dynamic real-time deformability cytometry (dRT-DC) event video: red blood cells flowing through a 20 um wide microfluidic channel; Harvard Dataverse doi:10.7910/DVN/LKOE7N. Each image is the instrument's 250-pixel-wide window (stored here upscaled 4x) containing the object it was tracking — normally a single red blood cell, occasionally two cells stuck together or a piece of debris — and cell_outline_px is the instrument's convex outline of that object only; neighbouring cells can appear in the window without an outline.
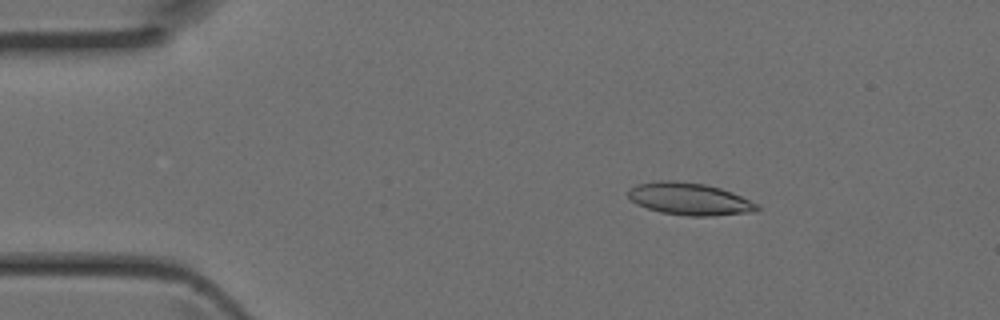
{"species": "Egyptian fruit bat (a non-hibernating species)", "species_latin": "Rousettus aegyptiacus", "temperature_condition": "room temperature", "stored_images_in_passage": 35, "camera_frame_rate_fps": 3000, "um_per_image_px": 0.085, "animal": {"sex": "female"}, "frame": {"image": 1, "passage_image": 7, "time_ms": 2.0, "image_size_px": [1000, 320], "cell_outline_px": [[760, 208], [756, 212], [712, 216], [688, 216], [660, 212], [636, 204], [628, 196], [628, 188], [636, 184], [660, 180], [676, 180], [704, 184], [720, 188], [732, 192], [760, 204]], "centroid_in_image_um": [58.63, 16.91], "position_along_channel_um": 26.4, "area_um2": 24.51}}
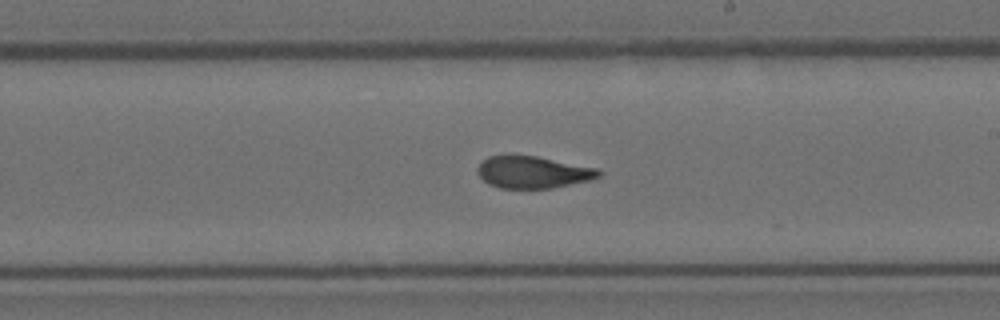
{"frame": {"image": 2, "passage_image": 25, "time_ms": 8.0, "image_size_px": [1000, 320], "cell_outline_px": [[604, 172], [600, 176], [588, 180], [552, 188], [500, 188], [488, 184], [476, 172], [476, 168], [488, 156], [536, 156], [596, 168]], "centroid_in_image_um": [45.29, 14.64], "position_along_channel_um": 243.7, "area_um2": 22.31}}
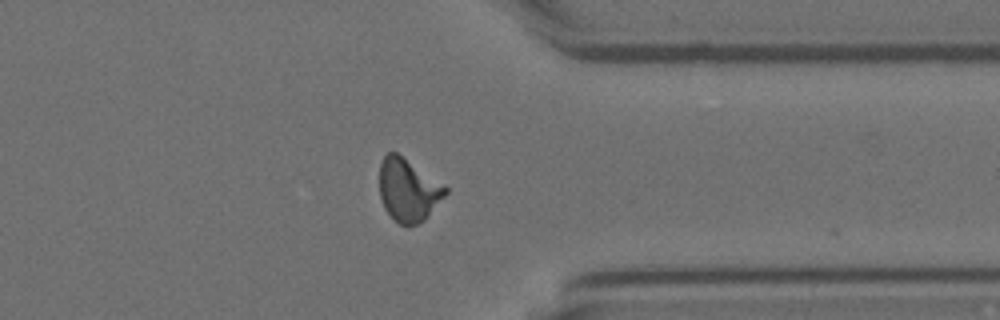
{"frame": {"image": 3, "passage_image": 34, "time_ms": 11.0, "image_size_px": [1000, 320], "cell_outline_px": [[448, 192], [424, 220], [416, 224], [400, 224], [384, 208], [380, 196], [380, 164], [384, 156], [388, 152], [396, 152], [448, 188]], "centroid_in_image_um": [34.69, 16.14], "position_along_channel_um": 376.7, "area_um2": 23.52}}